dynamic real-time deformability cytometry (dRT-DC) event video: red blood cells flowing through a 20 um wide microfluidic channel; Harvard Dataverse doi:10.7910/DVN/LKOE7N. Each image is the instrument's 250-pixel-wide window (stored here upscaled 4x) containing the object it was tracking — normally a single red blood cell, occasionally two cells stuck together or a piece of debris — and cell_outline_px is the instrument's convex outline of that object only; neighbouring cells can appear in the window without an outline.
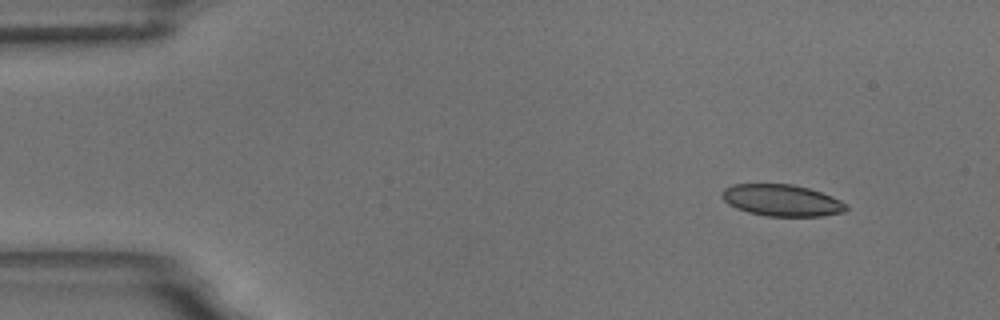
{"species": "common noctule bat (a hibernating species)", "species_latin": "Nyctalus noctula", "temperature_condition": "room temperature", "stored_images_in_passage": 4, "camera_frame_rate_fps": 3000, "um_per_image_px": 0.085, "animal": {"sex": "male", "body_mass_g": 18.8}, "frame": {"image": 1, "passage_image": 1, "time_ms": 0.0, "image_size_px": [1000, 320], "cell_outline_px": [[848, 208], [844, 212], [820, 216], [768, 216], [748, 212], [736, 208], [728, 204], [720, 196], [720, 192], [724, 188], [732, 184], [792, 184], [808, 188], [832, 196], [848, 204]], "centroid_in_image_um": [66.43, 17.02], "position_along_channel_um": 18.6, "area_um2": 23.0}}
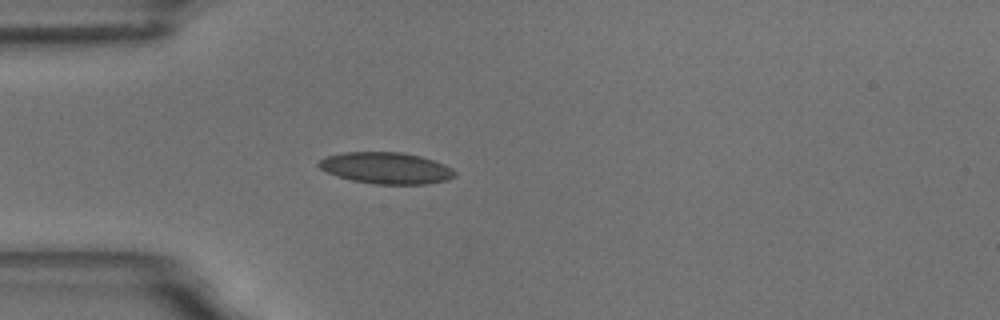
{"frame": {"image": 2, "passage_image": 4, "time_ms": 3.333, "image_size_px": [1000, 320], "cell_outline_px": [[456, 176], [448, 180], [428, 184], [372, 184], [352, 180], [336, 176], [320, 168], [316, 164], [320, 160], [328, 156], [344, 152], [404, 152], [420, 156], [444, 164], [452, 168], [456, 172]], "centroid_in_image_um": [32.84, 14.29], "position_along_channel_um": 52.2, "area_um2": 25.03}}